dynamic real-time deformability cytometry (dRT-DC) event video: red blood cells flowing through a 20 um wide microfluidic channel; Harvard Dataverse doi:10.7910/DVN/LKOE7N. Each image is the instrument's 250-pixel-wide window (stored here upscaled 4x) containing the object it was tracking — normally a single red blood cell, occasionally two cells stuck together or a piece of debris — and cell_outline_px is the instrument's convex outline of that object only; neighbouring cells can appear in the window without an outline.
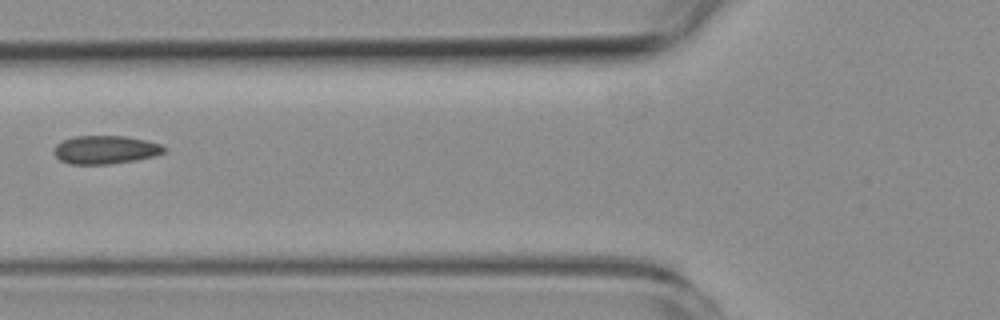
{"species": "common noctule bat (a hibernating species)", "species_latin": "Nyctalus noctula", "temperature_condition": "room temperature", "stored_images_in_passage": 4, "camera_frame_rate_fps": 3000, "um_per_image_px": 0.085, "animal": {"sex": "female", "body_mass_g": 19.3, "forearm_length_mm": 54.1}, "frame": {"image": 1, "passage_image": 4, "time_ms": 4.0, "image_size_px": [1000, 320], "cell_outline_px": [[168, 148], [164, 152], [152, 156], [136, 160], [108, 164], [72, 164], [60, 160], [56, 156], [56, 144], [72, 136], [124, 136], [148, 140], [160, 144]], "centroid_in_image_um": [8.99, 12.72], "position_along_channel_um": 116.8, "area_um2": 18.03}}